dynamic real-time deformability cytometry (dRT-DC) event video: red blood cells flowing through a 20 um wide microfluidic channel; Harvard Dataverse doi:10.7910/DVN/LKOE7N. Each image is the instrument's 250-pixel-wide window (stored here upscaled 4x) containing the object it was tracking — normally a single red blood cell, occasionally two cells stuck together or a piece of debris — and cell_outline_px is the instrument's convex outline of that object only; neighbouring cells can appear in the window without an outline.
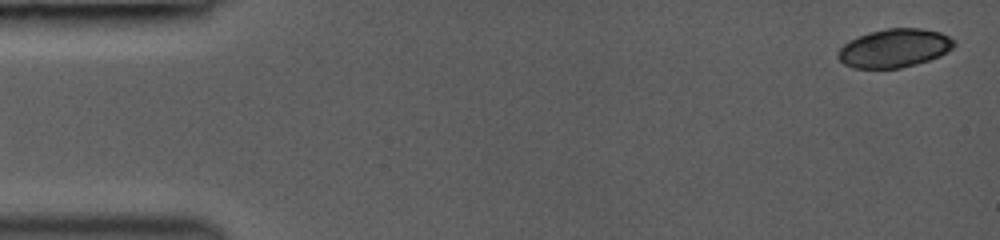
{"species": "common noctule bat (a hibernating species)", "species_latin": "Nyctalus noctula", "temperature_condition": "room temperature", "stored_images_in_passage": 7, "camera_frame_rate_fps": 3000, "um_per_image_px": 0.085, "animal": {"sex": "female", "body_mass_g": 19.0, "forearm_length_mm": 53.3}, "frame": {"image": 1, "passage_image": 1, "time_ms": 0.0, "image_size_px": [1000, 240], "cell_outline_px": [[956, 44], [952, 48], [940, 56], [916, 64], [900, 68], [852, 68], [844, 64], [836, 56], [840, 48], [848, 40], [868, 32], [888, 28], [920, 28], [940, 32], [956, 40]], "centroid_in_image_um": [76.01, 4.09], "position_along_channel_um": 9.0, "area_um2": 26.18}}
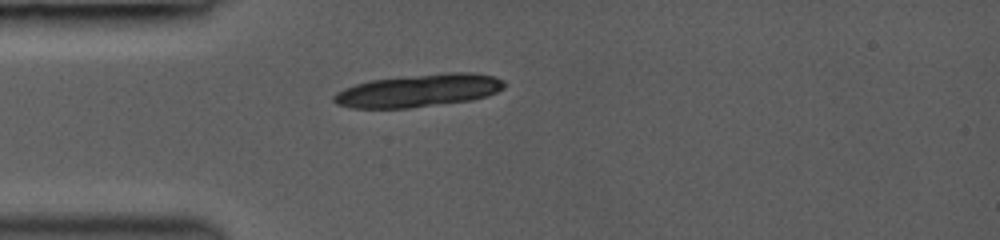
{"frame": {"image": 2, "passage_image": 5, "time_ms": 4.0, "image_size_px": [1000, 240], "cell_outline_px": [[504, 88], [488, 96], [472, 100], [408, 108], [352, 108], [336, 104], [332, 100], [332, 96], [336, 92], [344, 88], [356, 84], [372, 80], [444, 72], [472, 72], [492, 76], [504, 80]], "centroid_in_image_um": [35.58, 7.7], "position_along_channel_um": 49.4, "area_um2": 32.54}}